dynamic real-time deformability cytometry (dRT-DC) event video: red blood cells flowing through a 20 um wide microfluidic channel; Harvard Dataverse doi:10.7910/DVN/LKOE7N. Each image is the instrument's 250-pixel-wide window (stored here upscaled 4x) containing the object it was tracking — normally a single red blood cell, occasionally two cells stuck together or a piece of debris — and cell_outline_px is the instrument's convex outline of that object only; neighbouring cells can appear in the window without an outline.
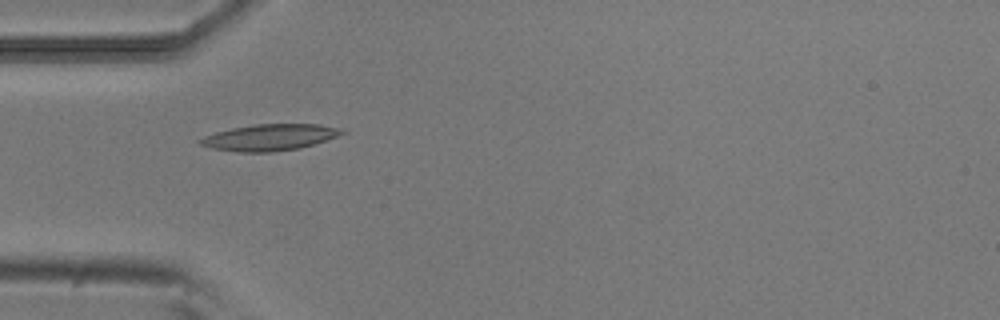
{"species": "common noctule bat (a hibernating species)", "species_latin": "Nyctalus noctula", "temperature_condition": "room temperature", "stored_images_in_passage": 33, "camera_frame_rate_fps": 3000, "um_per_image_px": 0.085, "animal": {"sex": "male", "body_mass_g": 20.5, "forearm_length_mm": 52.5}, "frame": {"image": 1, "passage_image": 1, "time_ms": 0.0, "image_size_px": [1000, 320], "cell_outline_px": [[348, 132], [300, 148], [272, 152], [236, 152], [212, 148], [200, 144], [196, 140], [204, 136], [216, 132], [232, 128], [256, 124], [320, 124], [344, 128]], "centroid_in_image_um": [22.93, 11.67], "position_along_channel_um": 62.1, "area_um2": 21.79}}
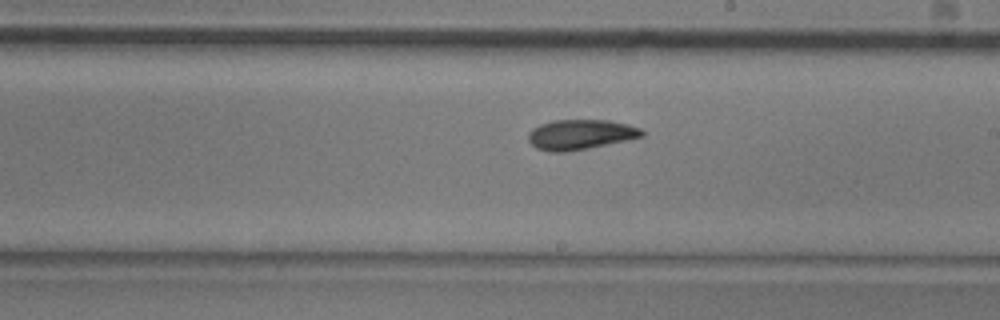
{"frame": {"image": 2, "passage_image": 15, "time_ms": 4.667, "image_size_px": [1000, 320], "cell_outline_px": [[644, 136], [628, 140], [588, 148], [564, 152], [548, 152], [536, 148], [528, 140], [528, 132], [532, 128], [540, 124], [552, 120], [608, 120], [628, 124], [640, 128], [644, 132]], "centroid_in_image_um": [49.32, 11.43], "position_along_channel_um": 239.7, "area_um2": 20.0}}
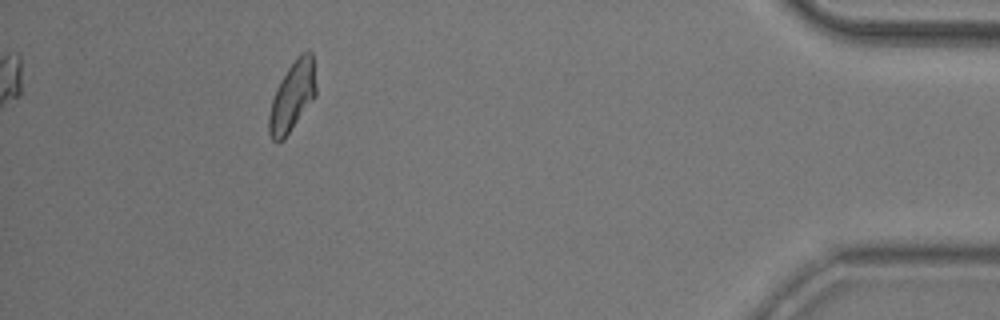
{"frame": {"image": 3, "passage_image": 33, "time_ms": 10.667, "image_size_px": [1000, 320], "cell_outline_px": [[316, 96], [284, 140], [272, 140], [268, 132], [268, 116], [272, 100], [276, 88], [280, 80], [296, 56], [300, 52], [308, 48], [312, 52], [316, 84]], "centroid_in_image_um": [24.86, 8.16], "position_along_channel_um": 410.3, "area_um2": 19.36}, "authors_computed_cell_mechanics": {"area_um2": 19.1896, "velocity_mm_per_s": 3.8194, "shape_relaxation_time_tau1_ms": 8.1438, "shape_relaxation_time_tau2_ms": 5.4449, "deformation_change_tau1": 0.1868, "deformation_change_tau2": 0.1308}}